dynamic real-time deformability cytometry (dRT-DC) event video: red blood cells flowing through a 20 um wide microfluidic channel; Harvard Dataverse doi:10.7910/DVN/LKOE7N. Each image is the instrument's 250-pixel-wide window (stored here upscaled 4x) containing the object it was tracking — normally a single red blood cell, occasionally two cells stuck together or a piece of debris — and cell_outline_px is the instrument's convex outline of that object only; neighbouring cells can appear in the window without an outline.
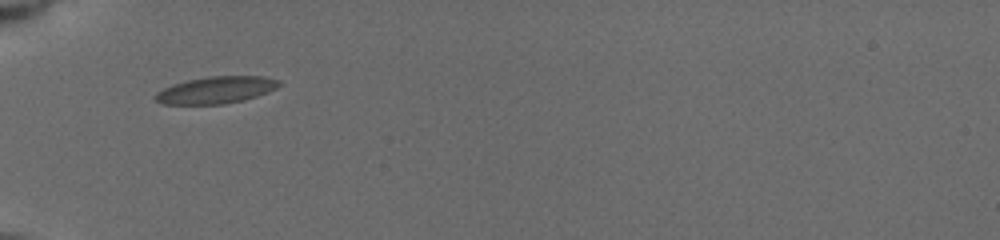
{"species": "common noctule bat (a hibernating species)", "species_latin": "Nyctalus noctula", "temperature_condition": "cold", "stored_images_in_passage": 5, "camera_frame_rate_fps": 3000, "um_per_image_px": 0.085, "animal": {"sex": "female", "body_mass_g": 19.5, "forearm_length_mm": 54.1}, "frame": {"image": 1, "passage_image": 1, "time_ms": 0.0, "image_size_px": [1000, 240], "cell_outline_px": [[280, 84], [276, 88], [268, 92], [244, 100], [224, 104], [164, 104], [156, 100], [152, 96], [156, 92], [172, 84], [188, 80], [208, 76], [264, 76], [276, 80]], "centroid_in_image_um": [18.33, 7.65], "position_along_channel_um": 66.7, "area_um2": 19.36}}
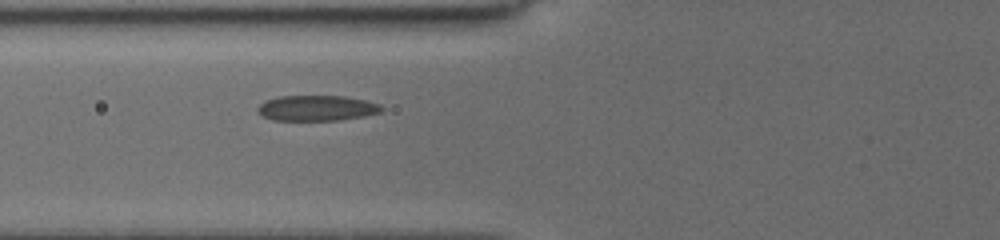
{"frame": {"image": 2, "passage_image": 4, "time_ms": 1.0, "image_size_px": [1000, 240], "cell_outline_px": [[384, 108], [380, 112], [364, 116], [340, 120], [272, 120], [260, 116], [256, 112], [256, 108], [264, 100], [276, 96], [344, 96], [364, 100], [380, 104]], "centroid_in_image_um": [26.86, 9.19], "position_along_channel_um": 98.9, "area_um2": 18.61}}